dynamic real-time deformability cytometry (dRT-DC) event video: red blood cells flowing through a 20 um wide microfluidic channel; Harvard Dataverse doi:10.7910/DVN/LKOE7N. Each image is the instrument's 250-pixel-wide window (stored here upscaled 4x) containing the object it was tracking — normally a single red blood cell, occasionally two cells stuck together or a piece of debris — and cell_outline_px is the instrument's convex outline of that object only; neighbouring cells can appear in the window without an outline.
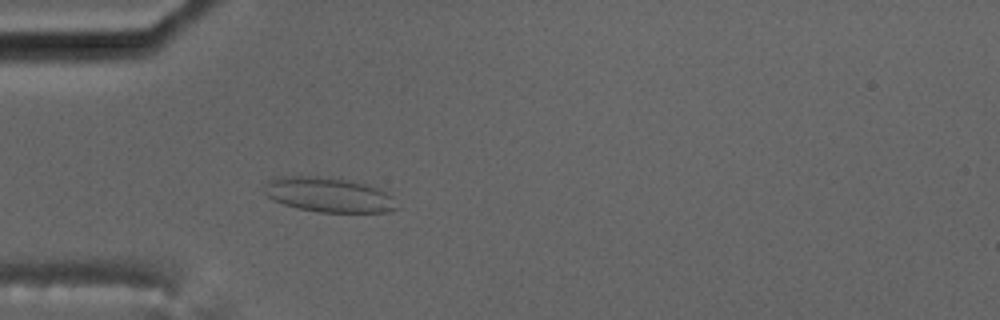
{"species": "common noctule bat (a hibernating species)", "species_latin": "Nyctalus noctula", "temperature_condition": "cold", "stored_images_in_passage": 4, "camera_frame_rate_fps": 3000, "um_per_image_px": 0.085, "animal": {"sex": "male", "body_mass_g": 17.5, "forearm_length_mm": 52.3}, "frame": {"image": 1, "passage_image": 4, "time_ms": 3.667, "image_size_px": [1000, 320], "cell_outline_px": [[400, 208], [392, 212], [320, 212], [296, 208], [284, 204], [268, 196], [264, 192], [264, 184], [272, 176], [328, 176], [348, 180], [364, 184], [388, 192], [392, 196]], "centroid_in_image_um": [27.94, 16.55], "position_along_channel_um": 57.1, "area_um2": 27.17}}